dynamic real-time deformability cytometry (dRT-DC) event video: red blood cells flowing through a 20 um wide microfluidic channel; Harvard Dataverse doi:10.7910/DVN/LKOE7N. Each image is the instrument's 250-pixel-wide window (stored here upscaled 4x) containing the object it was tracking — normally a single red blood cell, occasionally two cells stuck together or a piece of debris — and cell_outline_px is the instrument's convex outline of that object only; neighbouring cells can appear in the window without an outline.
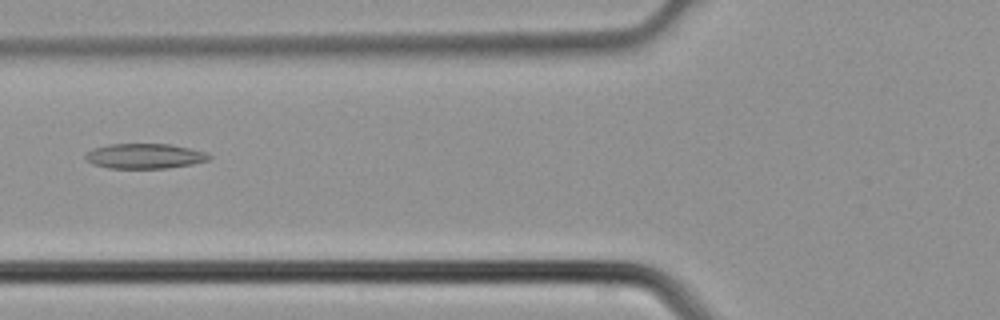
{"species": "common noctule bat (a hibernating species)", "species_latin": "Nyctalus noctula", "temperature_condition": "cold", "stored_images_in_passage": 3, "camera_frame_rate_fps": 3000, "um_per_image_px": 0.085, "animal": {"sex": "male", "body_mass_g": 21.5, "forearm_length_mm": 52.0}, "frame": {"image": 1, "passage_image": 3, "time_ms": 0.667, "image_size_px": [1000, 320], "cell_outline_px": [[212, 156], [208, 160], [192, 164], [164, 168], [108, 168], [92, 164], [84, 156], [92, 148], [108, 144], [172, 144], [208, 152]], "centroid_in_image_um": [12.31, 13.26], "position_along_channel_um": 113.5, "area_um2": 18.09}}